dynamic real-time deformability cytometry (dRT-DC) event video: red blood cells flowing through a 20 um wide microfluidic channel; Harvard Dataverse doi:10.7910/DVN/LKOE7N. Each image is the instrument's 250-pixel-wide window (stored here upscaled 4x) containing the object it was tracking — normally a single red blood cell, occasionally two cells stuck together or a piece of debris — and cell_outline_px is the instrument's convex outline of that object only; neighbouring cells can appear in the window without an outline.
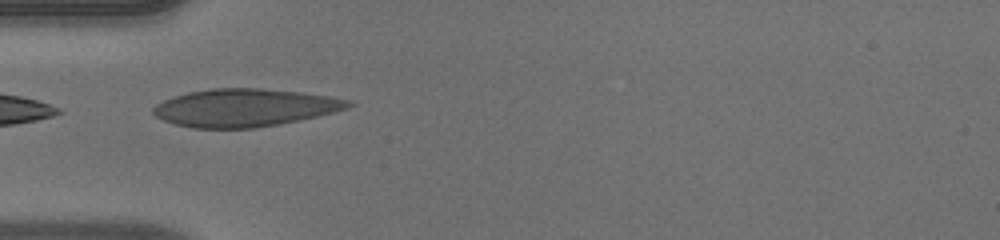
{"species": "human", "species_latin": "Homo sapiens", "temperature_condition": "warm", "stored_images_in_passage": 31, "camera_frame_rate_fps": 3000, "um_per_image_px": 0.085, "donor": {"sex": "male"}, "frame": {"image": 1, "passage_image": 1, "time_ms": 0.0, "image_size_px": [1000, 240], "cell_outline_px": [[356, 104], [348, 108], [316, 116], [280, 124], [256, 128], [192, 128], [176, 124], [164, 120], [156, 116], [152, 112], [152, 108], [156, 104], [172, 96], [188, 92], [212, 88], [260, 88], [300, 92], [328, 96], [352, 100]], "centroid_in_image_um": [20.8, 9.15], "position_along_channel_um": 64.2, "area_um2": 42.95}}
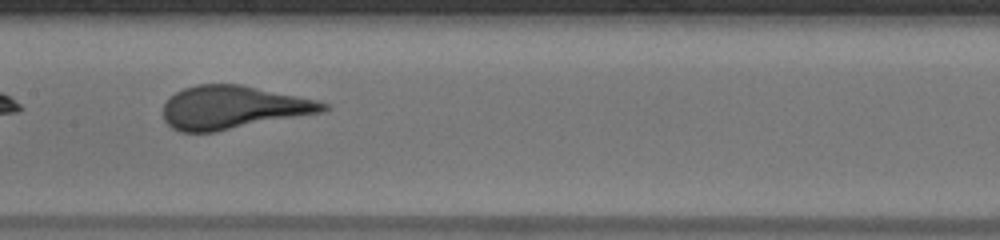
{"frame": {"image": 2, "passage_image": 10, "time_ms": 3.0, "image_size_px": [1000, 240], "cell_outline_px": [[332, 108], [324, 112], [216, 132], [180, 132], [172, 128], [164, 120], [164, 104], [176, 92], [184, 88], [196, 84], [240, 84], [316, 100], [328, 104]], "centroid_in_image_um": [19.83, 9.14], "position_along_channel_um": 187.6, "area_um2": 40.29}}
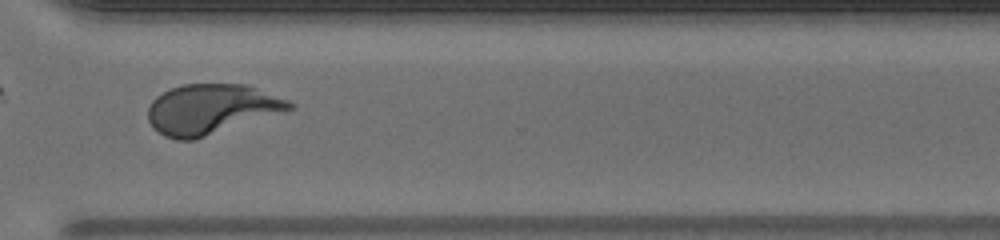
{"frame": {"image": 3, "passage_image": 22, "time_ms": 7.0, "image_size_px": [1000, 240], "cell_outline_px": [[296, 108], [196, 140], [176, 140], [164, 136], [152, 128], [148, 120], [148, 108], [152, 100], [156, 96], [168, 88], [180, 84], [248, 84], [288, 100], [296, 104]], "centroid_in_image_um": [17.94, 9.28], "position_along_channel_um": 352.7, "area_um2": 41.79}}